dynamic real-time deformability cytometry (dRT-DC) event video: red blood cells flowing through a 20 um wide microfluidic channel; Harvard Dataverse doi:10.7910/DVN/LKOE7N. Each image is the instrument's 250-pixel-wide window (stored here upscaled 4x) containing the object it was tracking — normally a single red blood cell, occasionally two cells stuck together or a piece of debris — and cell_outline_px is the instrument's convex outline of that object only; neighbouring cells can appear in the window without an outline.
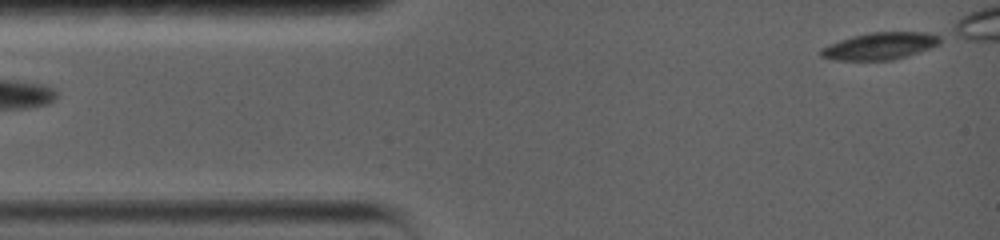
{"species": "common noctule bat (a hibernating species)", "species_latin": "Nyctalus noctula", "temperature_condition": "warm", "stored_images_in_passage": 21, "camera_frame_rate_fps": 5000, "um_per_image_px": 0.085, "animal": {"sex": "female", "body_mass_g": 19.0, "forearm_length_mm": 56.7}, "frame": {"image": 1, "passage_image": 1, "time_ms": 0.0, "image_size_px": [1000, 240], "cell_outline_px": [[940, 44], [892, 60], [836, 60], [820, 56], [820, 48], [840, 40], [852, 36], [872, 32], [924, 32], [940, 36]], "centroid_in_image_um": [74.76, 3.9], "position_along_channel_um": 10.2, "area_um2": 18.5}}
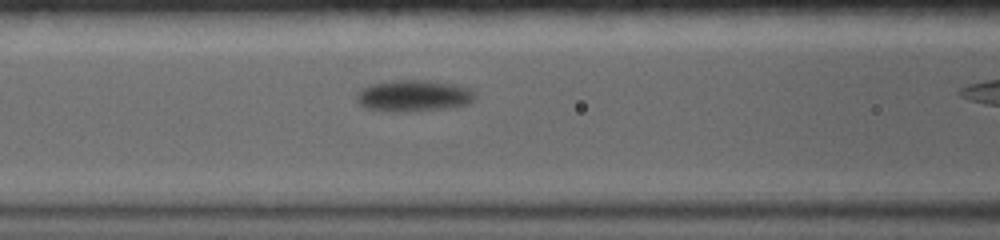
{"frame": {"image": 2, "passage_image": 17, "time_ms": 3.2, "image_size_px": [1000, 240], "cell_outline_px": [[476, 96], [468, 104], [456, 108], [408, 112], [388, 112], [364, 108], [356, 100], [356, 92], [372, 84], [392, 80], [428, 80], [456, 84], [468, 88]], "centroid_in_image_um": [35.15, 8.16], "position_along_channel_um": 131.4, "area_um2": 22.2}}
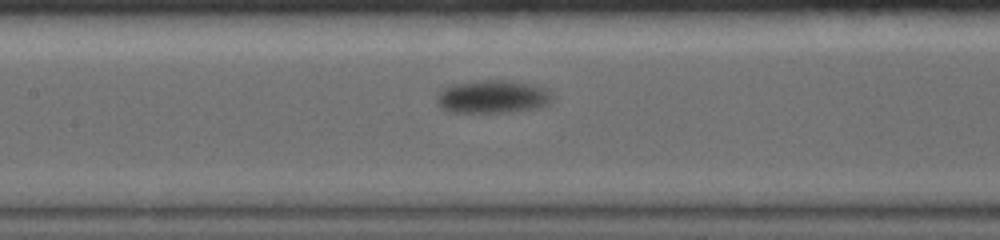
{"frame": {"image": 3, "passage_image": 20, "time_ms": 3.8, "image_size_px": [1000, 240], "cell_outline_px": [[552, 100], [548, 104], [536, 108], [504, 112], [448, 112], [440, 108], [436, 104], [436, 96], [444, 88], [452, 84], [480, 80], [512, 80], [548, 88], [552, 92]], "centroid_in_image_um": [41.86, 8.21], "position_along_channel_um": 165.5, "area_um2": 22.48}}